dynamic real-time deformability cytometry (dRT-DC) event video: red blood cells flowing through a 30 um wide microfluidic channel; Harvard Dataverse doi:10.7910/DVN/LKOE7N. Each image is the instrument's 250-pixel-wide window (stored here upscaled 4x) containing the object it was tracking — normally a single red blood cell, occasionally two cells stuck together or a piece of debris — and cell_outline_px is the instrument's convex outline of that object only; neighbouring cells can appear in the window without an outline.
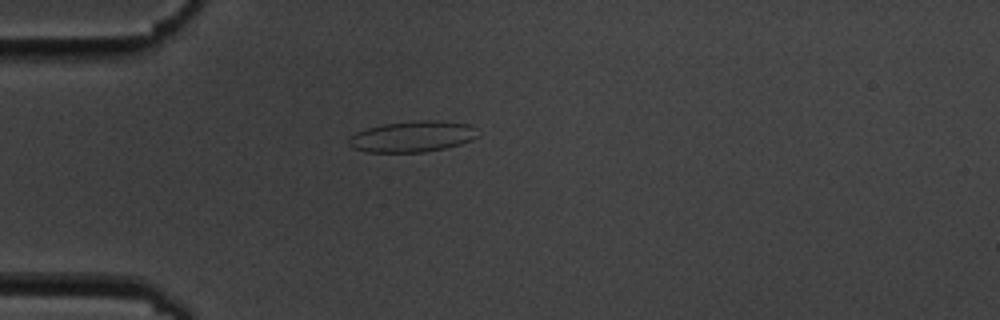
{"species": "common noctule bat (a hibernating species)", "species_latin": "Nyctalus noctula", "temperature_condition": "cold", "stored_images_in_passage": 44, "camera_frame_rate_fps": 3000, "um_per_image_px": 0.085, "animal": {"sex": "male", "body_mass_g": 19.5, "forearm_length_mm": 54.6}, "frame": {"image": 1, "passage_image": 4, "time_ms": 1.0, "image_size_px": [1000, 320], "cell_outline_px": [[480, 136], [472, 140], [460, 144], [444, 148], [424, 152], [368, 152], [352, 148], [348, 144], [348, 140], [356, 132], [368, 128], [384, 124], [420, 120], [432, 120], [472, 124], [476, 128]], "centroid_in_image_um": [35.1, 11.6], "position_along_channel_um": 49.9, "area_um2": 23.35}}
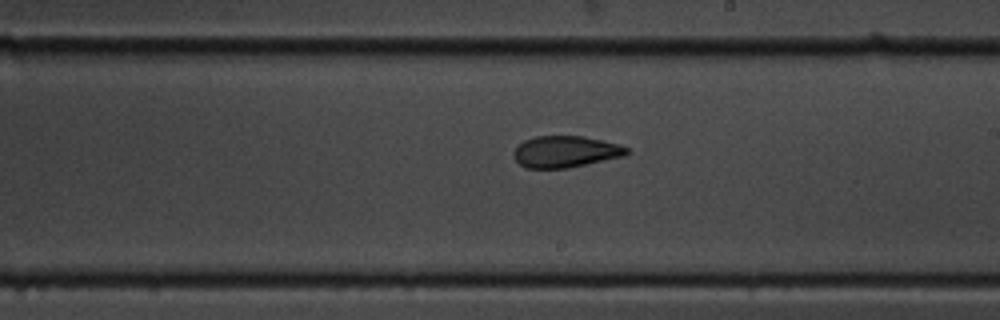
{"frame": {"image": 2, "passage_image": 21, "time_ms": 6.667, "image_size_px": [1000, 320], "cell_outline_px": [[632, 152], [624, 156], [568, 168], [524, 168], [516, 160], [512, 152], [524, 140], [536, 136], [580, 136], [620, 144], [628, 148]], "centroid_in_image_um": [48.08, 12.9], "position_along_channel_um": 240.9, "area_um2": 20.75}}
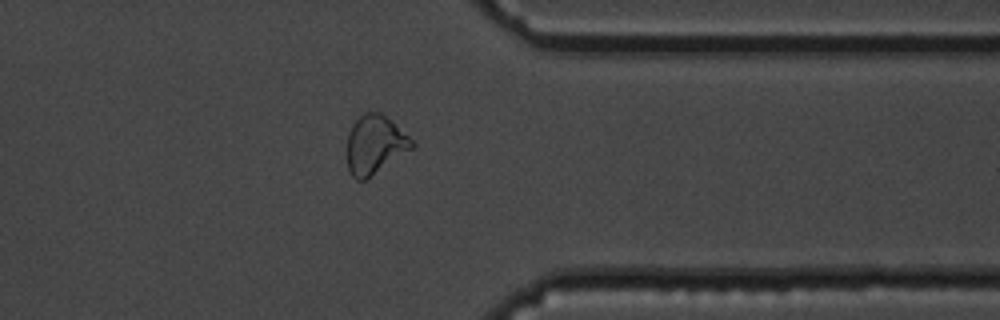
{"frame": {"image": 3, "passage_image": 33, "time_ms": 10.667, "image_size_px": [1000, 320], "cell_outline_px": [[416, 144], [412, 148], [368, 180], [356, 180], [352, 176], [348, 168], [348, 132], [352, 124], [364, 112], [380, 112], [392, 120]], "centroid_in_image_um": [31.86, 12.31], "position_along_channel_um": 379.5, "area_um2": 22.25}, "authors_computed_cell_mechanics": {"area_um2": 21.8773, "velocity_mm_per_s": 3.6124, "shape_relaxation_time_tau1_ms": 9.525, "shape_relaxation_time_tau2_ms": 2.1182, "deformation_change_tau1": 0.1876, "deformation_change_tau2": 0.0712}}